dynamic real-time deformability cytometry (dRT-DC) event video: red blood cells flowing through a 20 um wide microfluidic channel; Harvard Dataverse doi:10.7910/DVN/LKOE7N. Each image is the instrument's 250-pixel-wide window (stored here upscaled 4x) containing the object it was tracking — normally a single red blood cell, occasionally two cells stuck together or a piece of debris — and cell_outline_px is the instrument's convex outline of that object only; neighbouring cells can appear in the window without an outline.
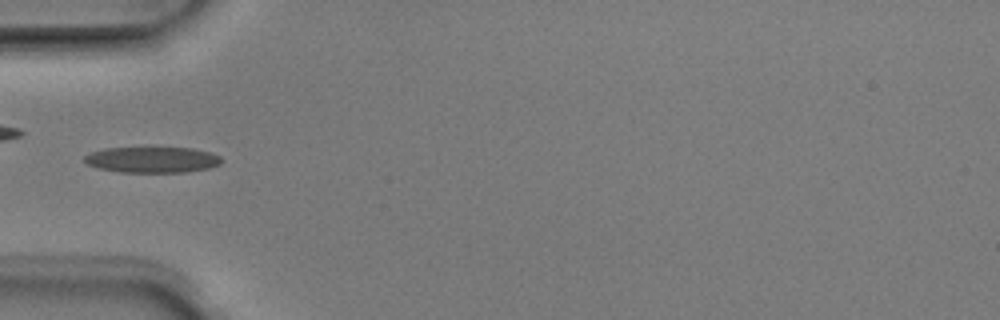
{"species": "Egyptian fruit bat (a non-hibernating species)", "species_latin": "Rousettus aegyptiacus", "temperature_condition": "room temperature", "stored_images_in_passage": 6, "camera_frame_rate_fps": 3000, "um_per_image_px": 0.085, "animal": {"sex": "male"}, "frame": {"image": 1, "passage_image": 6, "time_ms": 1.667, "image_size_px": [1000, 320], "cell_outline_px": [[224, 160], [220, 164], [208, 168], [188, 172], [120, 172], [96, 168], [84, 164], [84, 156], [92, 152], [104, 148], [192, 148], [212, 152], [220, 156]], "centroid_in_image_um": [12.94, 13.58], "position_along_channel_um": 72.1, "area_um2": 20.87}}